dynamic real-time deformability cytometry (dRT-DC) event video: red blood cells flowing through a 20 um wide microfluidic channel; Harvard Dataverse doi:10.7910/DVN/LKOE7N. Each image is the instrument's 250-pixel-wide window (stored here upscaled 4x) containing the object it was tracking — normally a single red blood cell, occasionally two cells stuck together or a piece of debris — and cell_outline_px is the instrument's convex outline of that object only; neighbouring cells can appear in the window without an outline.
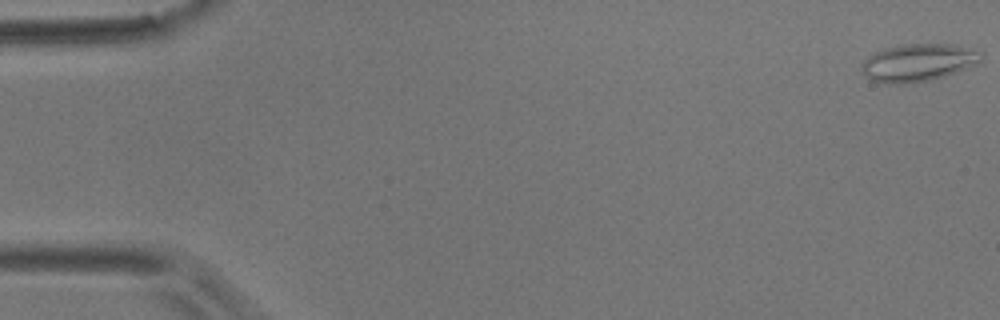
{"species": "common noctule bat (a hibernating species)", "species_latin": "Nyctalus noctula", "temperature_condition": "room temperature", "stored_images_in_passage": 16, "camera_frame_rate_fps": 3000, "um_per_image_px": 0.085, "animal": {"sex": "male", "body_mass_g": 17.9}, "frame": {"image": 1, "passage_image": 1, "time_ms": 0.0, "image_size_px": [1000, 320], "cell_outline_px": [[984, 52], [980, 60], [976, 64], [944, 76], [932, 80], [904, 84], [888, 84], [872, 80], [860, 72], [860, 64], [868, 56], [884, 48], [908, 44], [956, 44]], "centroid_in_image_um": [78.02, 5.32], "position_along_channel_um": 7.0, "area_um2": 26.3}}